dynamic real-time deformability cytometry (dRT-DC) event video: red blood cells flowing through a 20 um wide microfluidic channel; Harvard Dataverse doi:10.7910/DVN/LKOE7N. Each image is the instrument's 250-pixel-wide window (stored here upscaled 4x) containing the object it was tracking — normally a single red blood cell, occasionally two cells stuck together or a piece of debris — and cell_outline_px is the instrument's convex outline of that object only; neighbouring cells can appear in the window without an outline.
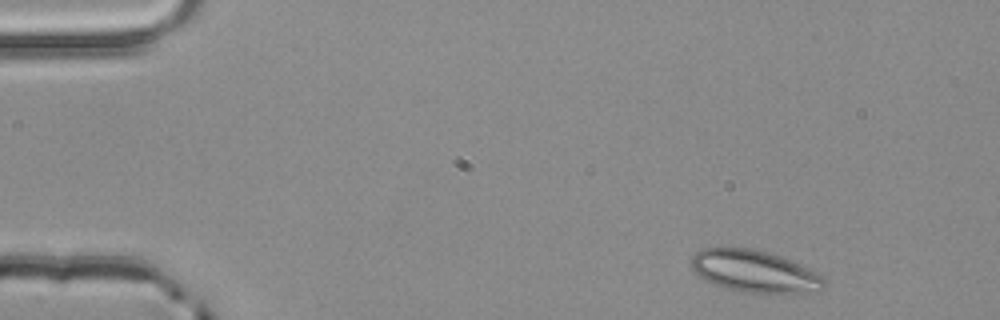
{"species": "common noctule bat (a hibernating species)", "species_latin": "Nyctalus noctula", "temperature_condition": "room temperature", "stored_images_in_passage": 3, "camera_frame_rate_fps": 3000, "um_per_image_px": 0.085, "animal": {"sex": "male", "body_mass_g": 20.4}, "frame": {"image": 1, "passage_image": 3, "time_ms": 0.667, "image_size_px": [1000, 320], "cell_outline_px": [[824, 288], [820, 292], [748, 292], [724, 288], [712, 284], [700, 276], [688, 264], [692, 256], [696, 252], [704, 248], [752, 248], [768, 252], [780, 256], [800, 264], [808, 268], [820, 276], [824, 280]], "centroid_in_image_um": [64.09, 23.05], "position_along_channel_um": 20.9, "area_um2": 32.25}}